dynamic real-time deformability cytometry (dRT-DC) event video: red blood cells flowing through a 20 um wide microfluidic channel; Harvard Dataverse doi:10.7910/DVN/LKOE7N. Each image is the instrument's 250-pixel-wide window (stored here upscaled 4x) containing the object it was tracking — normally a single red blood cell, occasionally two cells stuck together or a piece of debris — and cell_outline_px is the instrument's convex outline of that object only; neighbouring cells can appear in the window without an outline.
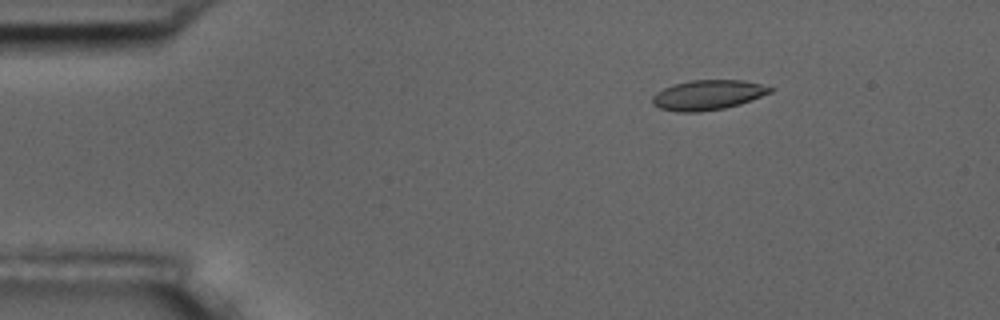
{"species": "common noctule bat (a hibernating species)", "species_latin": "Nyctalus noctula", "temperature_condition": "room temperature", "stored_images_in_passage": 4, "camera_frame_rate_fps": 3000, "um_per_image_px": 0.085, "animal": {"sex": "male", "body_mass_g": 17.5, "forearm_length_mm": 52.3}, "frame": {"image": 1, "passage_image": 2, "time_ms": 1.0, "image_size_px": [1000, 320], "cell_outline_px": [[776, 88], [772, 92], [740, 104], [724, 108], [700, 112], [676, 112], [660, 108], [652, 104], [652, 96], [656, 92], [672, 84], [692, 80], [744, 80]], "centroid_in_image_um": [60.16, 8.07], "position_along_channel_um": 24.8, "area_um2": 20.63}}
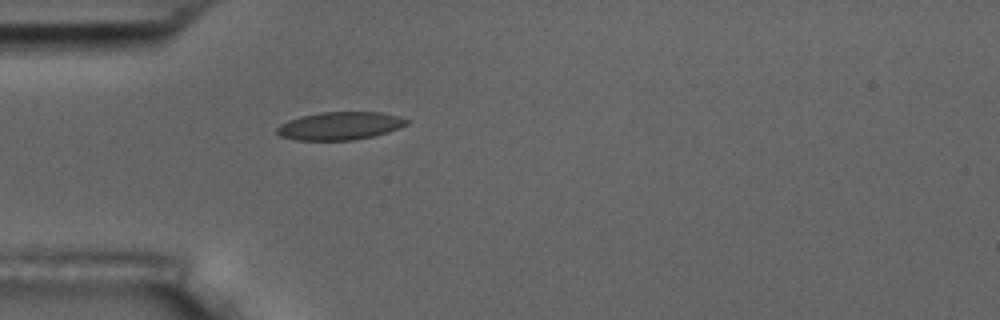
{"frame": {"image": 2, "passage_image": 4, "time_ms": 3.667, "image_size_px": [1000, 320], "cell_outline_px": [[408, 124], [388, 132], [372, 136], [352, 140], [296, 140], [280, 136], [276, 132], [276, 128], [280, 124], [288, 120], [300, 116], [320, 112], [380, 112], [396, 116], [408, 120]], "centroid_in_image_um": [28.84, 10.7], "position_along_channel_um": 56.2, "area_um2": 21.04}}